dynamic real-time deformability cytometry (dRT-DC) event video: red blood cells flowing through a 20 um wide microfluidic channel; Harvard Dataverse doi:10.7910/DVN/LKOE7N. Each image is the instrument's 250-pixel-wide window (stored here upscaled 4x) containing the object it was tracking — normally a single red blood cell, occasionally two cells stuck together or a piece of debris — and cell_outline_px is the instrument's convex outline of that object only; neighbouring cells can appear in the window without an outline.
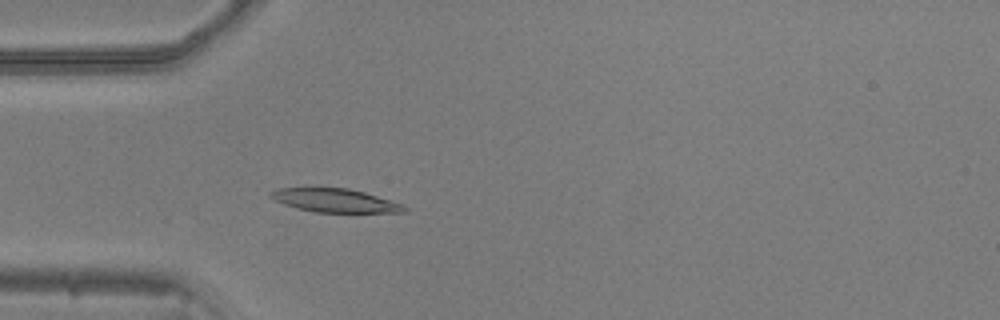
{"species": "common noctule bat (a hibernating species)", "species_latin": "Nyctalus noctula", "temperature_condition": "warm", "stored_images_in_passage": 44, "camera_frame_rate_fps": 3000, "um_per_image_px": 0.085, "animal": {"sex": "male", "body_mass_g": 20.5, "forearm_length_mm": 52.5}, "frame": {"image": 1, "passage_image": 7, "time_ms": 2.0, "image_size_px": [1000, 320], "cell_outline_px": [[408, 212], [312, 212], [296, 208], [284, 204], [268, 196], [268, 192], [276, 188], [348, 188], [364, 192], [404, 204], [408, 208]], "centroid_in_image_um": [28.47, 17.04], "position_along_channel_um": 56.5, "area_um2": 18.38}}
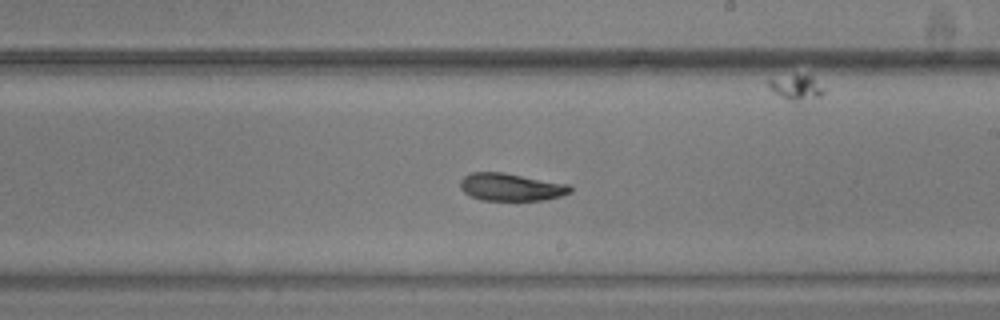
{"frame": {"image": 2, "passage_image": 22, "time_ms": 7.0, "image_size_px": [1000, 320], "cell_outline_px": [[572, 192], [560, 196], [544, 200], [480, 200], [464, 192], [460, 188], [460, 180], [464, 176], [472, 172], [504, 172], [568, 184], [572, 188]], "centroid_in_image_um": [43.43, 15.89], "position_along_channel_um": 245.6, "area_um2": 17.69}}
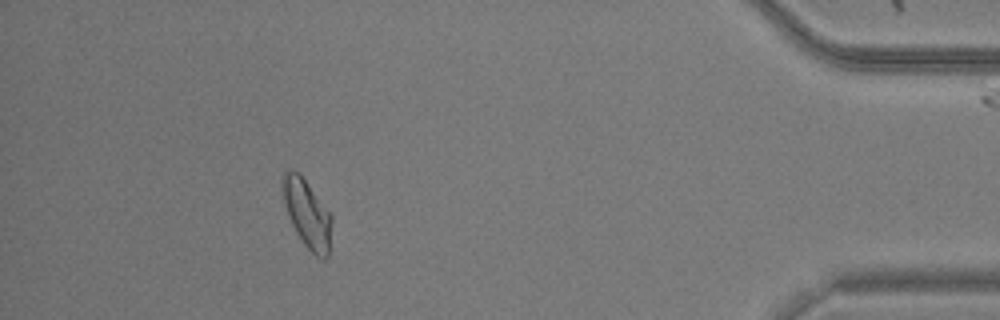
{"frame": {"image": 3, "passage_image": 39, "time_ms": 12.667, "image_size_px": [1000, 320], "cell_outline_px": [[332, 220], [328, 256], [324, 260], [316, 256], [304, 244], [296, 232], [288, 216], [284, 204], [280, 188], [280, 176], [284, 172], [292, 168], [300, 172], [332, 216]], "centroid_in_image_um": [26.06, 18.09], "position_along_channel_um": 409.1, "area_um2": 19.83}, "authors_computed_cell_mechanics": {"area_um2": 18.5249, "velocity_mm_per_s": 3.8605, "shape_relaxation_time_tau1_ms": 4.2941, "shape_relaxation_time_tau2_ms": 5.6965, "deformation_change_tau1": 0.1376, "deformation_change_tau2": 0.1124}}